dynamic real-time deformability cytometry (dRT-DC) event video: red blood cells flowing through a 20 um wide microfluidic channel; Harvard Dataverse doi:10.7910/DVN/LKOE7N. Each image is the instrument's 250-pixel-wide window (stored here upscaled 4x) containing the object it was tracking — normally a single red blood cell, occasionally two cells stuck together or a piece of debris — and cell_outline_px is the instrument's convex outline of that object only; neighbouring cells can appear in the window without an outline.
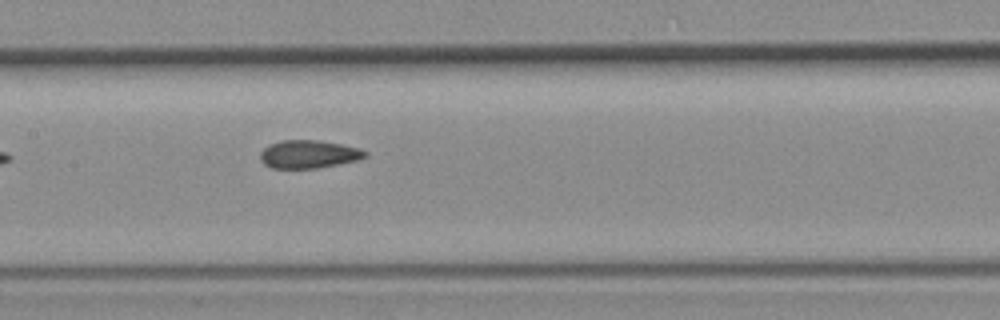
{"species": "common noctule bat (a hibernating species)", "species_latin": "Nyctalus noctula", "temperature_condition": "room temperature", "stored_images_in_passage": 7, "camera_frame_rate_fps": 3000, "um_per_image_px": 0.085, "animal": {"sex": "female", "body_mass_g": 19.3, "forearm_length_mm": 54.1}, "frame": {"image": 1, "passage_image": 7, "time_ms": 2.0, "image_size_px": [1000, 320], "cell_outline_px": [[368, 156], [360, 160], [340, 164], [316, 168], [272, 168], [264, 164], [260, 160], [260, 152], [268, 144], [280, 140], [316, 140], [340, 144], [360, 148], [368, 152]], "centroid_in_image_um": [26.25, 13.11], "position_along_channel_um": 181.1, "area_um2": 17.34}}